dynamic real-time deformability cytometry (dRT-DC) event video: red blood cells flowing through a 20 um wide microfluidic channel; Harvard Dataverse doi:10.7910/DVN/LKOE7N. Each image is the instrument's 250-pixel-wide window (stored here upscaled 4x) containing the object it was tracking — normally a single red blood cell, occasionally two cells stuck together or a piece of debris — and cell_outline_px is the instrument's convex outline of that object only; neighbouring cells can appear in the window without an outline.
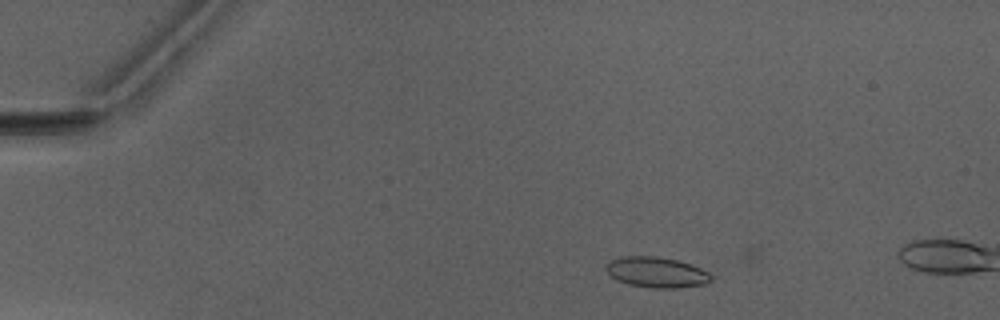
{"species": "Egyptian fruit bat (a non-hibernating species)", "species_latin": "Rousettus aegyptiacus", "temperature_condition": "warm", "stored_images_in_passage": 13, "camera_frame_rate_fps": 3000, "um_per_image_px": 0.085, "animal": {"sex": "male"}, "frame": {"image": 1, "passage_image": 6, "time_ms": 1.667, "image_size_px": [1000, 320], "cell_outline_px": [[712, 280], [704, 284], [676, 288], [652, 288], [628, 284], [616, 280], [604, 268], [612, 260], [620, 256], [652, 256], [676, 260], [692, 264], [708, 272], [712, 276]], "centroid_in_image_um": [55.81, 23.15], "position_along_channel_um": 29.2, "area_um2": 18.61}}